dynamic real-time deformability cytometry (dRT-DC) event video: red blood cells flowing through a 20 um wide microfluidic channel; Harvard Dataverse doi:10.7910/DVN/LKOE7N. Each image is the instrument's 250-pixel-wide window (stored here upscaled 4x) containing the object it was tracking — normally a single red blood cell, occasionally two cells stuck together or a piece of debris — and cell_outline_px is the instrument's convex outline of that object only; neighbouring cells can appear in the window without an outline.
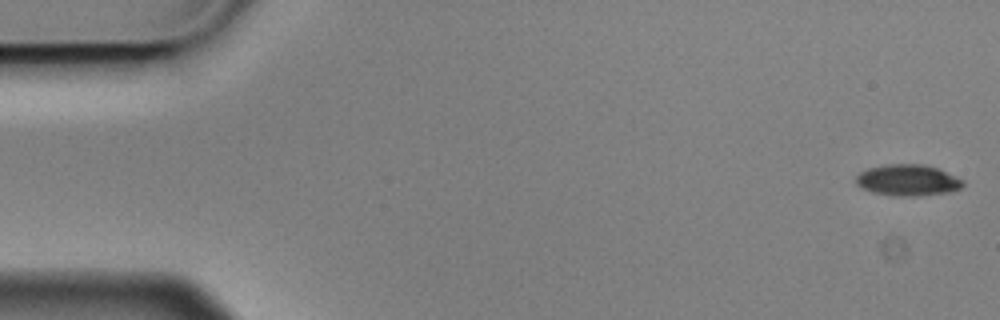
{"species": "Egyptian fruit bat (a non-hibernating species)", "species_latin": "Rousettus aegyptiacus", "temperature_condition": "cold", "stored_images_in_passage": 5, "camera_frame_rate_fps": 3000, "um_per_image_px": 0.085, "animal": {"sex": "male"}, "frame": {"image": 1, "passage_image": 1, "time_ms": 0.0, "image_size_px": [1000, 320], "cell_outline_px": [[964, 184], [960, 188], [952, 192], [916, 196], [896, 196], [872, 192], [860, 188], [856, 184], [856, 176], [860, 172], [868, 168], [884, 164], [924, 164], [936, 168], [956, 176], [964, 180]], "centroid_in_image_um": [77.15, 15.32], "position_along_channel_um": 7.9, "area_um2": 19.65}}
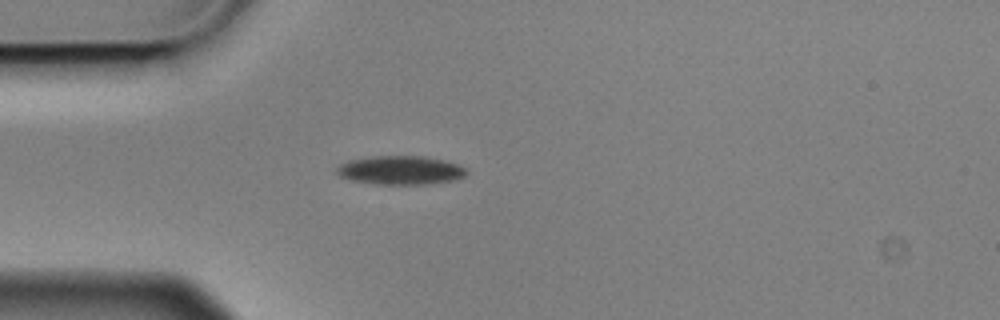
{"frame": {"image": 2, "passage_image": 5, "time_ms": 1.333, "image_size_px": [1000, 320], "cell_outline_px": [[468, 172], [464, 176], [452, 180], [424, 184], [380, 184], [352, 180], [340, 176], [336, 172], [336, 168], [340, 164], [348, 160], [372, 156], [424, 156], [444, 160], [456, 164], [464, 168]], "centroid_in_image_um": [34.01, 14.46], "position_along_channel_um": 51.0, "area_um2": 21.5}}